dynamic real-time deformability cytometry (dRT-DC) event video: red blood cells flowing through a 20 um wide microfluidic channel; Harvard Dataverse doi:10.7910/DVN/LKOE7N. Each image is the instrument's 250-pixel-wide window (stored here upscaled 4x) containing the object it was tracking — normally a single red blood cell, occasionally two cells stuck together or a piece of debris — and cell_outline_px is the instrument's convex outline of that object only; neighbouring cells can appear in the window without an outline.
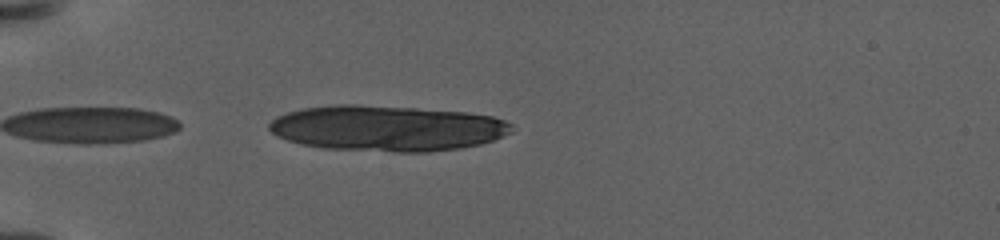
{"species": "human", "species_latin": "Homo sapiens", "temperature_condition": "warm", "stored_images_in_passage": 25, "segment_of_instrument_passage": [1, 2], "camera_frame_rate_fps": 3000, "um_per_image_px": 0.085, "donor": {"sex": "female"}, "frame": {"image": 1, "passage_image": 20, "time_ms": 7.667, "image_size_px": [1000, 240], "cell_outline_px": [[512, 132], [492, 140], [480, 144], [456, 148], [424, 152], [396, 152], [324, 148], [300, 144], [288, 140], [272, 132], [268, 128], [268, 124], [276, 116], [288, 112], [304, 108], [336, 104], [356, 104], [416, 108], [468, 112], [492, 116], [504, 120], [512, 124]], "centroid_in_image_um": [32.89, 10.89], "position_along_channel_um": 52.1, "area_um2": 64.45}}